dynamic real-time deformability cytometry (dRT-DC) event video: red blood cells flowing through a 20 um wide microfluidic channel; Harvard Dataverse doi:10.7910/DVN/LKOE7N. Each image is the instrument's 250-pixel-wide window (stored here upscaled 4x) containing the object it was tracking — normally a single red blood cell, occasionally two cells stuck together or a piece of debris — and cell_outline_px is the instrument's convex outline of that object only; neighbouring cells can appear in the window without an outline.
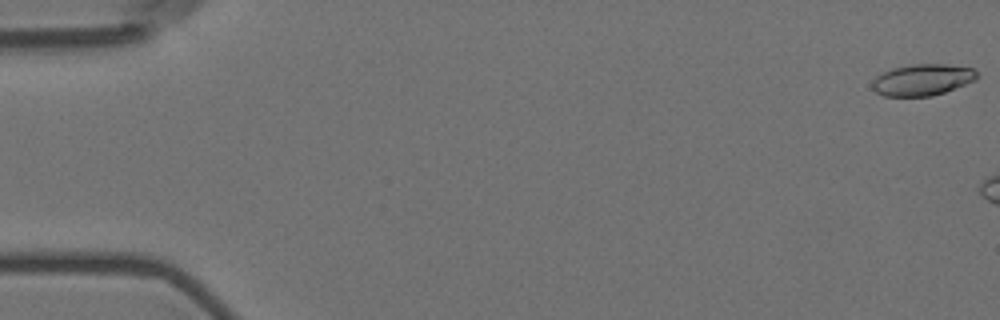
{"species": "Egyptian fruit bat (a non-hibernating species)", "species_latin": "Rousettus aegyptiacus", "temperature_condition": "room temperature", "stored_images_in_passage": 11, "camera_frame_rate_fps": 3000, "um_per_image_px": 0.085, "animal": {"sex": "female"}, "frame": {"image": 1, "passage_image": 1, "time_ms": 0.0, "image_size_px": [1000, 320], "cell_outline_px": [[976, 80], [944, 92], [932, 96], [884, 96], [876, 92], [872, 88], [872, 80], [876, 76], [892, 68], [912, 64], [944, 64], [972, 68], [976, 72]], "centroid_in_image_um": [78.37, 6.78], "position_along_channel_um": 6.6, "area_um2": 19.07}}
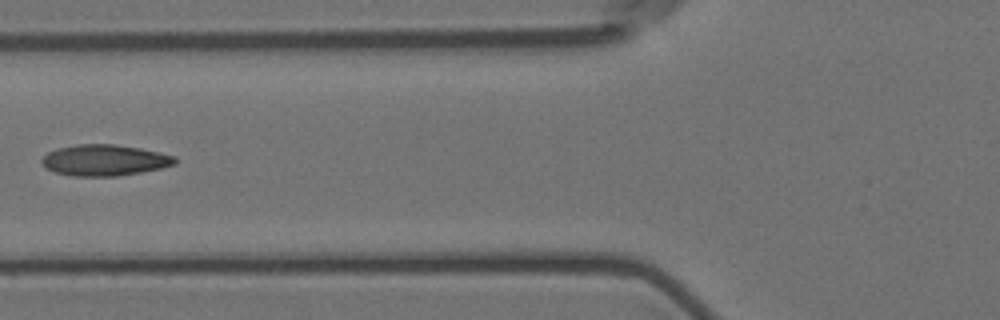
{"frame": {"image": 2, "passage_image": 8, "time_ms": 9.0, "image_size_px": [1000, 320], "cell_outline_px": [[176, 164], [160, 168], [140, 172], [116, 176], [72, 176], [56, 172], [44, 168], [40, 160], [48, 152], [56, 148], [76, 144], [116, 144], [140, 148], [160, 152], [176, 156]], "centroid_in_image_um": [8.87, 13.61], "position_along_channel_um": 116.9, "area_um2": 24.28}}
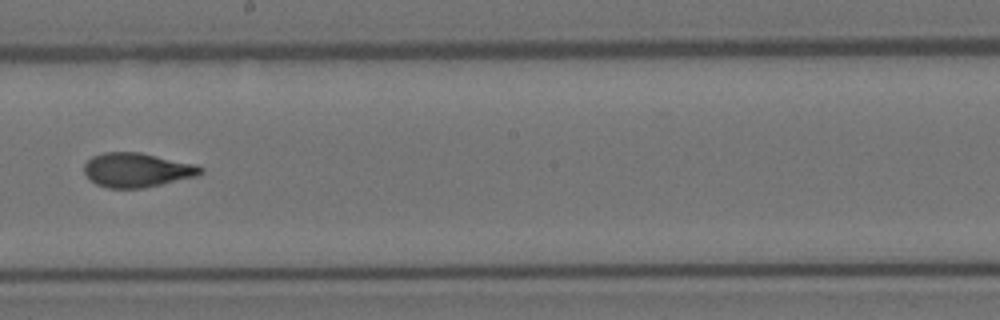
{"frame": {"image": 3, "passage_image": 11, "time_ms": 12.333, "image_size_px": [1000, 320], "cell_outline_px": [[204, 172], [196, 176], [144, 188], [108, 188], [96, 184], [84, 172], [84, 164], [92, 156], [104, 152], [140, 152], [196, 164], [204, 168]], "centroid_in_image_um": [11.65, 14.44], "position_along_channel_um": 236.5, "area_um2": 23.24}}